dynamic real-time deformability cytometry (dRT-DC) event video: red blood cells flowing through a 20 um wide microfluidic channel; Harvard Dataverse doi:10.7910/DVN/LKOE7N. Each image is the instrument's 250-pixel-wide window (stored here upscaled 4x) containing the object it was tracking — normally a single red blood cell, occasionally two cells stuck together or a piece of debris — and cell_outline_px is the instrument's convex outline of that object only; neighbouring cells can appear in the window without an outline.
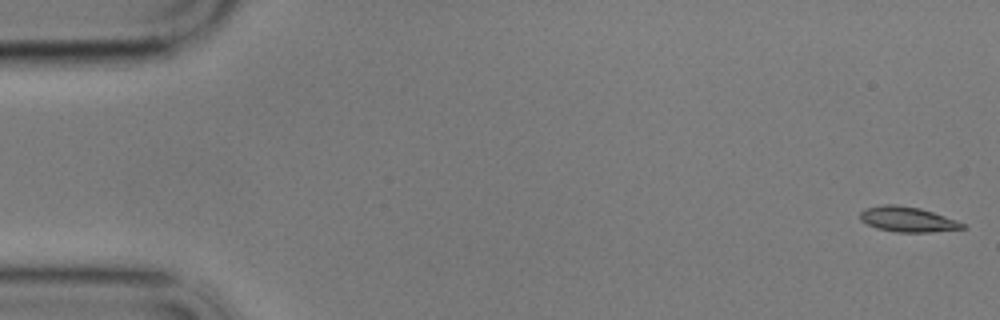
{"species": "common noctule bat (a hibernating species)", "species_latin": "Nyctalus noctula", "temperature_condition": "cold", "stored_images_in_passage": 58, "camera_frame_rate_fps": 3000, "um_per_image_px": 0.085, "animal": {"sex": "male", "body_mass_g": 17.9}, "frame": {"image": 1, "passage_image": 1, "time_ms": 0.0, "image_size_px": [1000, 320], "cell_outline_px": [[968, 228], [928, 232], [896, 232], [876, 228], [860, 220], [860, 212], [864, 208], [884, 204], [896, 204], [920, 208], [956, 220], [964, 224]], "centroid_in_image_um": [77.11, 18.64], "position_along_channel_um": 7.9, "area_um2": 14.97}}
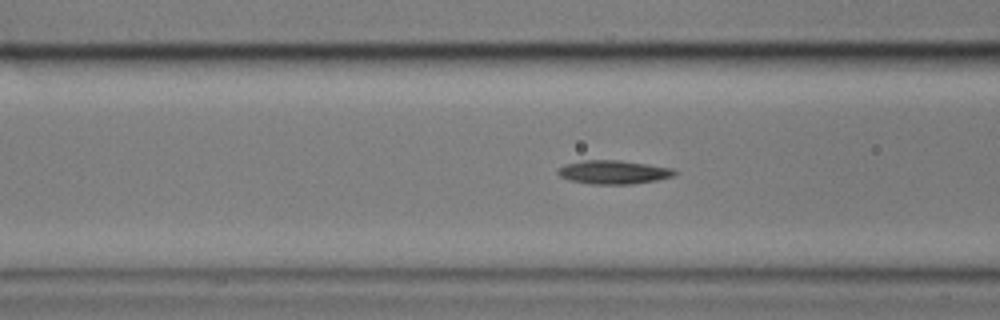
{"frame": {"image": 2, "passage_image": 22, "time_ms": 7.0, "image_size_px": [1000, 320], "cell_outline_px": [[680, 172], [672, 176], [656, 180], [632, 184], [592, 184], [568, 180], [560, 176], [556, 172], [556, 168], [564, 164], [584, 160], [620, 160], [648, 164], [672, 168]], "centroid_in_image_um": [52.12, 14.63], "position_along_channel_um": 114.5, "area_um2": 16.24}}
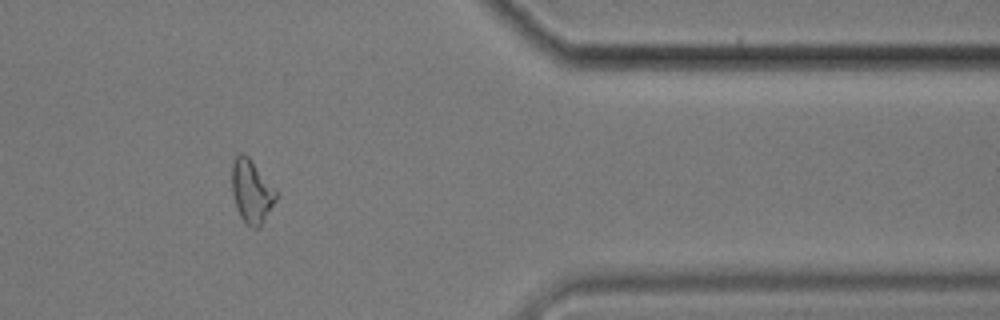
{"frame": {"image": 3, "passage_image": 48, "time_ms": 15.667, "image_size_px": [1000, 320], "cell_outline_px": [[276, 200], [260, 228], [252, 228], [240, 216], [236, 208], [232, 192], [232, 160], [236, 152], [244, 152], [248, 156], [276, 188]], "centroid_in_image_um": [21.37, 16.22], "position_along_channel_um": 390.0, "area_um2": 16.53}, "authors_computed_cell_mechanics": {"area_um2": 15.4904, "velocity_mm_per_s": 3.4243, "shape_relaxation_time_tau1_ms": 9.7918, "shape_relaxation_time_tau2_ms": 4.6871, "deformation_change_tau1": 0.1855, "deformation_change_tau2": 0.1286}}